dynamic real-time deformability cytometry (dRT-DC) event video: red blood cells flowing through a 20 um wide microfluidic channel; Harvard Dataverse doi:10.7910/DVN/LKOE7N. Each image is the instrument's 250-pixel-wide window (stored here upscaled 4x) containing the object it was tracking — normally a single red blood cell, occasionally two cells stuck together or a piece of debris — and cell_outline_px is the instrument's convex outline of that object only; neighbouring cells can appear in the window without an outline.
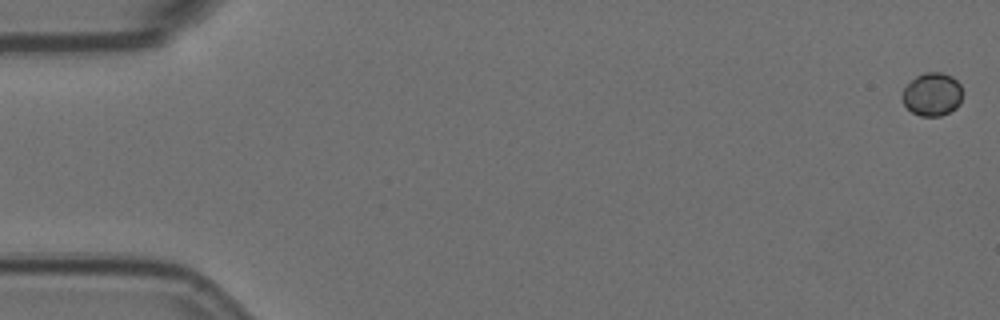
{"species": "Egyptian fruit bat (a non-hibernating species)", "species_latin": "Rousettus aegyptiacus", "temperature_condition": "room temperature", "stored_images_in_passage": 6, "segment_of_instrument_passage": [1, 2], "camera_frame_rate_fps": 3000, "um_per_image_px": 0.085, "animal": {"sex": "female"}, "frame": {"image": 1, "passage_image": 1, "time_ms": 0.0, "image_size_px": [1000, 320], "cell_outline_px": [[964, 92], [960, 104], [956, 108], [940, 116], [920, 116], [912, 112], [900, 100], [900, 96], [904, 88], [916, 76], [924, 72], [940, 72], [952, 76], [960, 84]], "centroid_in_image_um": [79.25, 8.02], "position_along_channel_um": 5.8, "area_um2": 15.43}}